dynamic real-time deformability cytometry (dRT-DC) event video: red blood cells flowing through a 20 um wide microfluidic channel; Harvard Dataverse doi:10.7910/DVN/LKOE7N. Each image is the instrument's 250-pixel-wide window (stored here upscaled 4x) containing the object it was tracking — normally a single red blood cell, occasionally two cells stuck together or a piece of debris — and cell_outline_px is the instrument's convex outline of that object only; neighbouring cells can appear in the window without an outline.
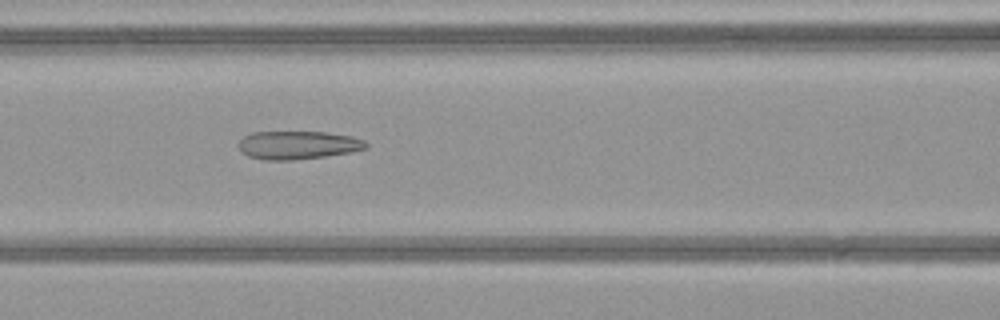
{"species": "common noctule bat (a hibernating species)", "species_latin": "Nyctalus noctula", "temperature_condition": "warm", "stored_images_in_passage": 43, "camera_frame_rate_fps": 3000, "um_per_image_px": 0.085, "animal": {"sex": "female", "body_mass_g": 21.9}, "frame": {"image": 1, "passage_image": 15, "time_ms": 4.667, "image_size_px": [1000, 320], "cell_outline_px": [[368, 148], [352, 152], [324, 156], [292, 160], [264, 160], [248, 156], [236, 144], [244, 136], [252, 132], [324, 132], [352, 136], [364, 140], [368, 144]], "centroid_in_image_um": [25.33, 12.33], "position_along_channel_um": 141.3, "area_um2": 20.98}}
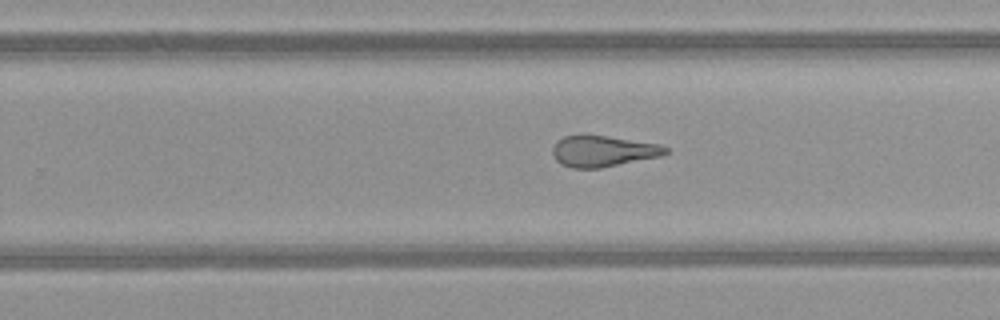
{"frame": {"image": 2, "passage_image": 25, "time_ms": 8.0, "image_size_px": [1000, 320], "cell_outline_px": [[668, 152], [660, 156], [600, 168], [572, 168], [560, 164], [552, 156], [552, 148], [556, 140], [564, 136], [580, 132], [584, 132], [660, 144], [668, 148]], "centroid_in_image_um": [51.18, 12.8], "position_along_channel_um": 278.6, "area_um2": 21.1}}
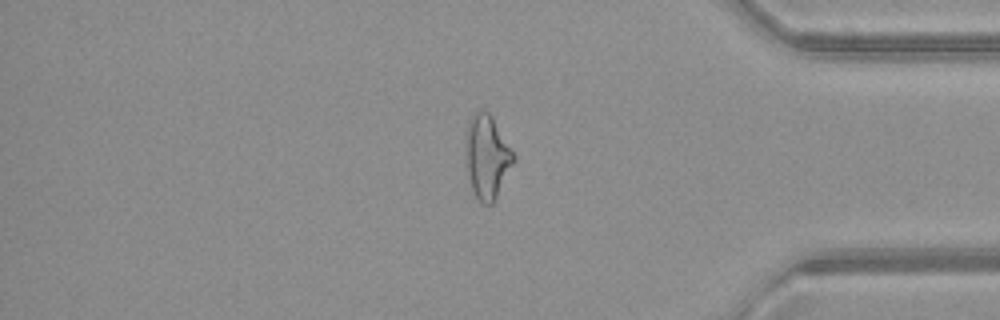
{"frame": {"image": 3, "passage_image": 35, "time_ms": 11.333, "image_size_px": [1000, 320], "cell_outline_px": [[516, 160], [492, 204], [480, 204], [472, 188], [468, 172], [468, 120], [472, 112], [480, 108], [484, 108], [492, 116], [516, 156]], "centroid_in_image_um": [41.44, 13.29], "position_along_channel_um": 393.8, "area_um2": 22.89}, "authors_computed_cell_mechanics": {"area_um2": 22.8888, "velocity_mm_per_s": 4.1256, "shape_relaxation_time_tau1_ms": null, "shape_relaxation_time_tau2_ms": 1.7842, "deformation_change_tau1": null, "deformation_change_tau2": 0.1175}}